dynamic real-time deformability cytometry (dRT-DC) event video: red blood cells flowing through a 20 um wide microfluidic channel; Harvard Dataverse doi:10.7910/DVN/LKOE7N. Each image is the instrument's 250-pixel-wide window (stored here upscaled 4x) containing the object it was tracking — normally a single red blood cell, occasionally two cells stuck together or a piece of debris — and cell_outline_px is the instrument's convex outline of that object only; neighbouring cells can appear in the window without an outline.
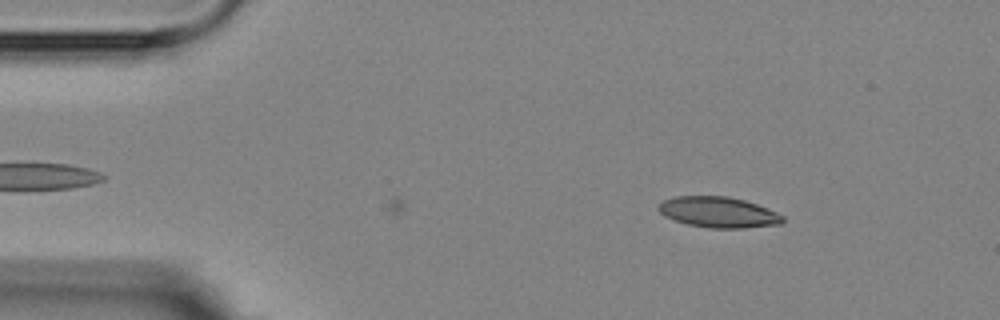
{"species": "Egyptian fruit bat (a non-hibernating species)", "species_latin": "Rousettus aegyptiacus", "temperature_condition": "room temperature", "stored_images_in_passage": 4, "camera_frame_rate_fps": 3000, "um_per_image_px": 0.085, "animal": {"sex": "female"}, "frame": {"image": 1, "passage_image": 4, "time_ms": 3.333, "image_size_px": [1000, 320], "cell_outline_px": [[784, 220], [780, 224], [744, 228], [708, 228], [688, 224], [664, 216], [656, 208], [664, 200], [676, 196], [728, 196], [744, 200], [756, 204], [776, 212], [784, 216]], "centroid_in_image_um": [61.06, 18.04], "position_along_channel_um": 23.9, "area_um2": 22.14}}